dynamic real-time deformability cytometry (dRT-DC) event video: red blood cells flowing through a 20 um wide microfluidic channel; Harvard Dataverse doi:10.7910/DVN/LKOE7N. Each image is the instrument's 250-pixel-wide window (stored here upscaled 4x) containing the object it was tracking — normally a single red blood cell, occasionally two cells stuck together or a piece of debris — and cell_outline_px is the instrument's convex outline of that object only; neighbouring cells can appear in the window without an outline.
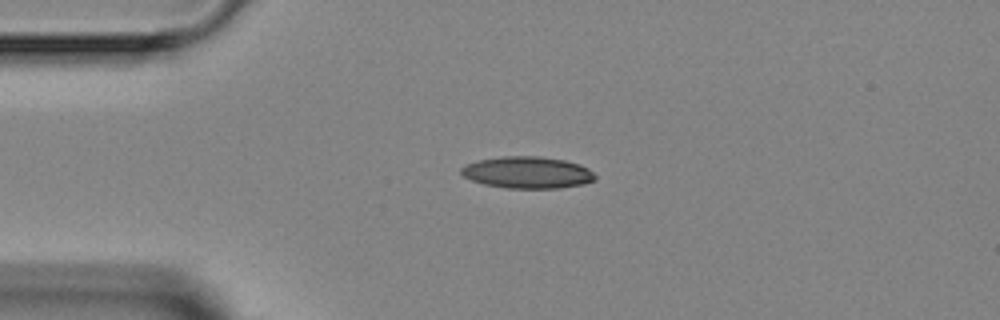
{"species": "Egyptian fruit bat (a non-hibernating species)", "species_latin": "Rousettus aegyptiacus", "temperature_condition": "room temperature", "stored_images_in_passage": 1, "camera_frame_rate_fps": 3000, "um_per_image_px": 0.085, "animal": {"sex": "female"}, "frame": {"image": 1, "passage_image": 1, "time_ms": 0.0, "image_size_px": [1000, 320], "cell_outline_px": [[596, 180], [584, 184], [560, 188], [508, 188], [484, 184], [472, 180], [464, 176], [460, 172], [460, 168], [476, 160], [500, 156], [540, 156], [564, 160], [580, 164], [588, 168], [596, 176]], "centroid_in_image_um": [44.85, 14.65], "position_along_channel_um": 40.2, "area_um2": 24.91}}